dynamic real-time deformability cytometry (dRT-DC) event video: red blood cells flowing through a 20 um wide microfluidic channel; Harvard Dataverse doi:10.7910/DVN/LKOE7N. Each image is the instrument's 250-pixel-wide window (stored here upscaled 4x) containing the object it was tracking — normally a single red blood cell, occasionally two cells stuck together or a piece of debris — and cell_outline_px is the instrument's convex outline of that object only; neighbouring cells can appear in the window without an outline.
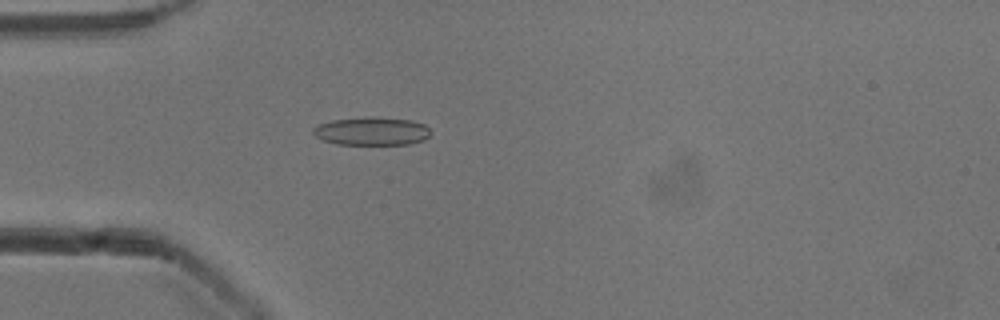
{"species": "common noctule bat (a hibernating species)", "species_latin": "Nyctalus noctula", "temperature_condition": "cold", "stored_images_in_passage": 41, "camera_frame_rate_fps": 3000, "um_per_image_px": 0.085, "animal": {"sex": "male", "body_mass_g": 13.3}, "frame": {"image": 1, "passage_image": 4, "time_ms": 1.0, "image_size_px": [1000, 320], "cell_outline_px": [[432, 132], [424, 140], [408, 144], [336, 144], [324, 140], [316, 136], [312, 132], [312, 128], [320, 124], [332, 120], [364, 116], [372, 116], [412, 120], [424, 124]], "centroid_in_image_um": [31.61, 11.13], "position_along_channel_um": 53.4, "area_um2": 19.42}}
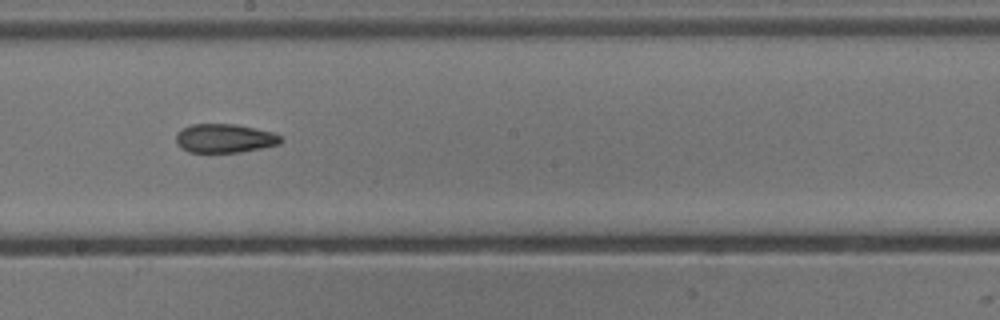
{"frame": {"image": 2, "passage_image": 18, "time_ms": 5.667, "image_size_px": [1000, 320], "cell_outline_px": [[284, 140], [280, 144], [240, 152], [188, 152], [180, 148], [176, 140], [176, 132], [192, 124], [236, 124], [272, 132], [280, 136]], "centroid_in_image_um": [19.08, 11.76], "position_along_channel_um": 229.1, "area_um2": 17.57}}
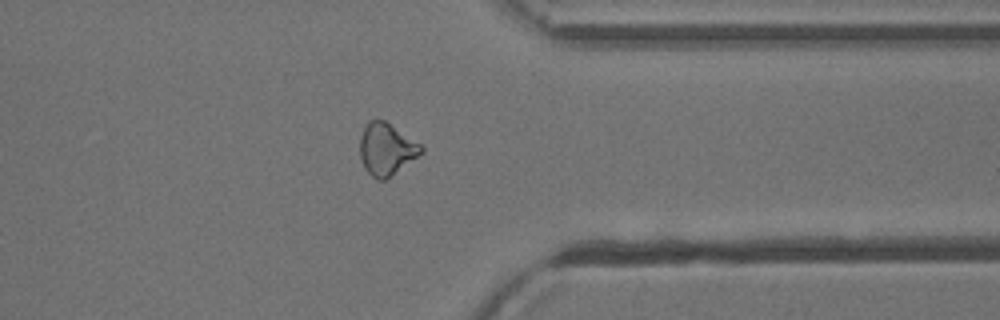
{"frame": {"image": 3, "passage_image": 30, "time_ms": 9.667, "image_size_px": [1000, 320], "cell_outline_px": [[424, 152], [392, 176], [384, 180], [380, 180], [372, 176], [364, 168], [360, 156], [360, 136], [368, 120], [384, 120], [420, 144], [424, 148]], "centroid_in_image_um": [32.84, 12.69], "position_along_channel_um": 378.6, "area_um2": 18.5}, "authors_computed_cell_mechanics": {"area_um2": 18.496, "velocity_mm_per_s": 3.9151, "shape_relaxation_time_tau1_ms": null, "shape_relaxation_time_tau2_ms": 5.2493, "deformation_change_tau1": null, "deformation_change_tau2": 0.1176}}